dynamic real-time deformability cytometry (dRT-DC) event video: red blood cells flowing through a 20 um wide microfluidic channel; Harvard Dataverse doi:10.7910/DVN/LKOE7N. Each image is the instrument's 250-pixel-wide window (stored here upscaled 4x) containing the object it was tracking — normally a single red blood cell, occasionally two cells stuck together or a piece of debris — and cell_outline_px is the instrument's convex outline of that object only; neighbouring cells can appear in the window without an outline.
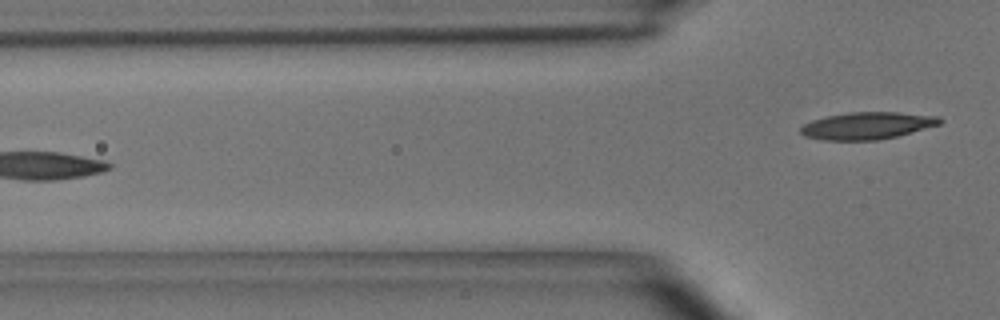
{"species": "common noctule bat (a hibernating species)", "species_latin": "Nyctalus noctula", "temperature_condition": "room temperature", "stored_images_in_passage": 5, "camera_frame_rate_fps": 3000, "um_per_image_px": 0.085, "animal": {"sex": "male", "body_mass_g": 15.6}, "frame": {"image": 1, "passage_image": 5, "time_ms": 1.333, "image_size_px": [1000, 320], "cell_outline_px": [[944, 120], [940, 124], [896, 136], [880, 140], [824, 140], [804, 136], [800, 132], [800, 128], [804, 124], [812, 120], [828, 116], [848, 112], [896, 112], [940, 116]], "centroid_in_image_um": [73.72, 10.68], "position_along_channel_um": 52.1, "area_um2": 21.96}}